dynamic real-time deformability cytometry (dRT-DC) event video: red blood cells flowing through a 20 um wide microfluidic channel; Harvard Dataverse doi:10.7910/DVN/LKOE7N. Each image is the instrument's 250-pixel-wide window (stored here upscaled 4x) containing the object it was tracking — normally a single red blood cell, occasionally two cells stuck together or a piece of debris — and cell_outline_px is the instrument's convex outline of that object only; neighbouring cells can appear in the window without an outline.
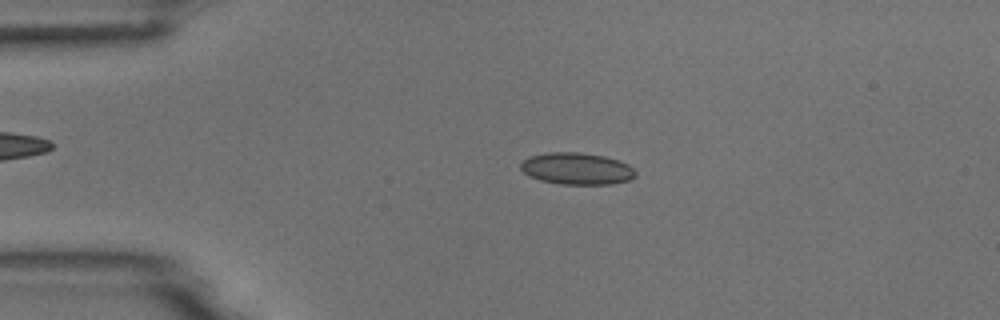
{"species": "common noctule bat (a hibernating species)", "species_latin": "Nyctalus noctula", "temperature_condition": "room temperature", "stored_images_in_passage": 4, "camera_frame_rate_fps": 3000, "um_per_image_px": 0.085, "animal": {"sex": "male", "body_mass_g": 18.8}, "frame": {"image": 1, "passage_image": 3, "time_ms": 2.333, "image_size_px": [1000, 320], "cell_outline_px": [[636, 176], [632, 180], [612, 184], [560, 184], [540, 180], [528, 176], [520, 168], [520, 164], [524, 160], [532, 156], [548, 152], [576, 152], [604, 156], [628, 164], [636, 172]], "centroid_in_image_um": [49.04, 14.34], "position_along_channel_um": 36.0, "area_um2": 21.27}}